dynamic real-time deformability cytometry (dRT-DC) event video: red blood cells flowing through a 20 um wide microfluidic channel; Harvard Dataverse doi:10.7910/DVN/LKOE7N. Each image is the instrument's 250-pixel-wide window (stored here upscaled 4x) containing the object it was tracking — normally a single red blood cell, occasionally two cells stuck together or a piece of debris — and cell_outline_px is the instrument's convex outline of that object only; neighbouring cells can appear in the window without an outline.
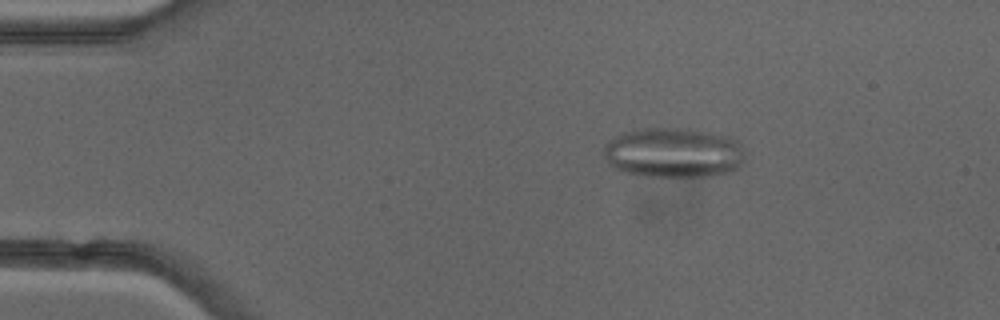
{"species": "common noctule bat (a hibernating species)", "species_latin": "Nyctalus noctula", "temperature_condition": "cold", "stored_images_in_passage": 50, "camera_frame_rate_fps": 3000, "um_per_image_px": 0.085, "animal": {"sex": "female"}, "frame": {"image": 1, "passage_image": 8, "time_ms": 2.333, "image_size_px": [1000, 320], "cell_outline_px": [[744, 156], [740, 164], [736, 168], [728, 172], [712, 176], [644, 176], [624, 172], [608, 164], [604, 156], [604, 148], [616, 136], [624, 132], [644, 128], [688, 128], [728, 136], [736, 140], [740, 144], [744, 152]], "centroid_in_image_um": [57.25, 12.98], "position_along_channel_um": 27.7, "area_um2": 40.98}}